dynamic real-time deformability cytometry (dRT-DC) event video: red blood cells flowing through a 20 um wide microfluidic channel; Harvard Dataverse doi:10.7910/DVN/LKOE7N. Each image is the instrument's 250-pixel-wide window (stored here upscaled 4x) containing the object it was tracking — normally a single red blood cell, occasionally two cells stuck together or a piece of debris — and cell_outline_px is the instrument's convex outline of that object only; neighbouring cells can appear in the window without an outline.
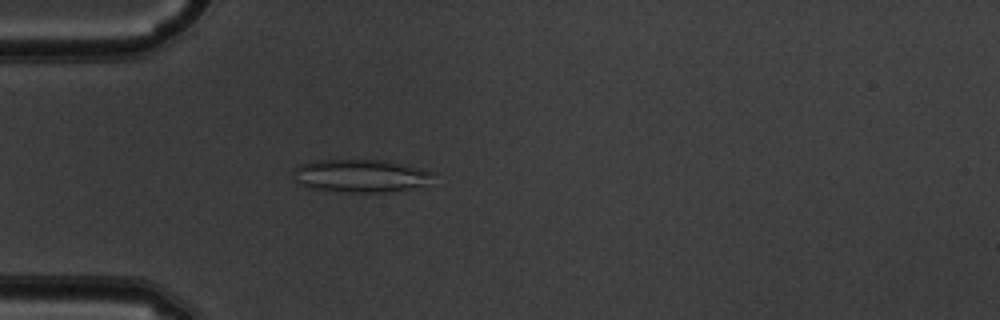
{"species": "common noctule bat (a hibernating species)", "species_latin": "Nyctalus noctula", "temperature_condition": "warm", "stored_images_in_passage": 37, "camera_frame_rate_fps": 3000, "um_per_image_px": 0.085, "animal": {"sex": "male", "body_mass_g": 19.5, "forearm_length_mm": 54.6}, "frame": {"image": 1, "passage_image": 1, "time_ms": 0.0, "image_size_px": [1000, 320], "cell_outline_px": [[436, 172], [424, 184], [404, 188], [380, 192], [352, 192], [308, 188], [300, 184], [296, 180], [292, 172], [300, 164], [312, 160], [380, 160]], "centroid_in_image_um": [30.53, 14.93], "position_along_channel_um": 54.5, "area_um2": 26.07}}
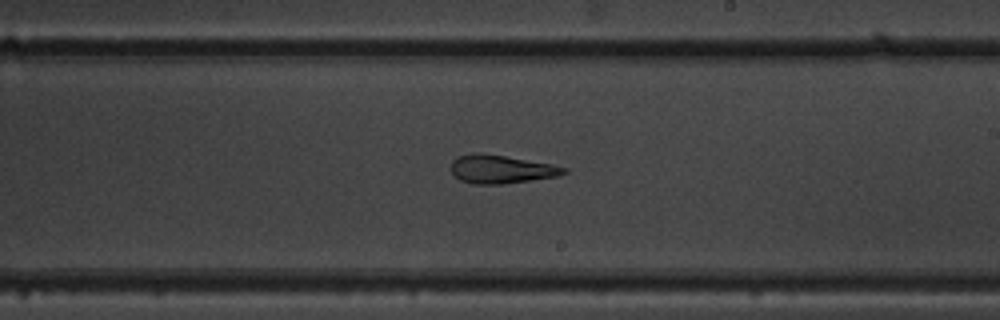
{"frame": {"image": 2, "passage_image": 16, "time_ms": 5.0, "image_size_px": [1000, 320], "cell_outline_px": [[568, 172], [560, 176], [500, 184], [472, 184], [460, 180], [452, 172], [452, 160], [456, 156], [472, 152], [484, 152], [552, 164], [568, 168]], "centroid_in_image_um": [42.6, 14.36], "position_along_channel_um": 246.4, "area_um2": 18.9}}
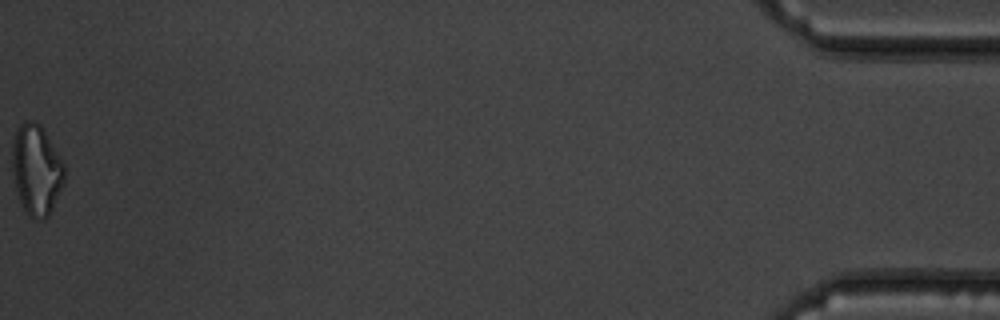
{"frame": {"image": 3, "passage_image": 37, "time_ms": 12.0, "image_size_px": [1000, 320], "cell_outline_px": [[64, 184], [48, 216], [44, 220], [32, 220], [24, 212], [16, 192], [12, 168], [12, 140], [16, 128], [24, 120], [36, 120], [44, 128], [64, 164]], "centroid_in_image_um": [3.07, 14.43], "position_along_channel_um": 432.1, "area_um2": 28.15}, "authors_computed_cell_mechanics": {"area_um2": 19.4786, "velocity_mm_per_s": 4.013, "shape_relaxation_time_tau1_ms": 10.0105, "shape_relaxation_time_tau2_ms": 2.0748, "deformation_change_tau1": 0.242, "deformation_change_tau2": 0.1287}}